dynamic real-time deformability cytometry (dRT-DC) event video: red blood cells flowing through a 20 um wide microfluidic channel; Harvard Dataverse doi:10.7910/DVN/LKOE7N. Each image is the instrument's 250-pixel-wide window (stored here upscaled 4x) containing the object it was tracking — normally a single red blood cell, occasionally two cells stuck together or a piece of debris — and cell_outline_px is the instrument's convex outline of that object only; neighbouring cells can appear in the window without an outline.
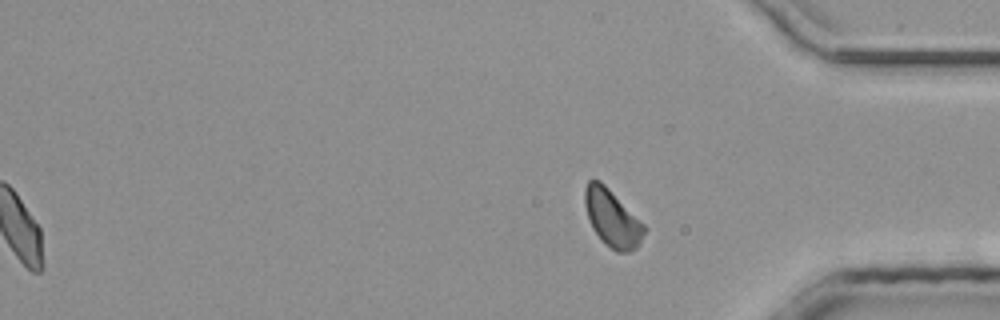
{"species": "common noctule bat (a hibernating species)", "species_latin": "Nyctalus noctula", "temperature_condition": "room temperature", "stored_images_in_passage": 40, "segment_of_instrument_passage": [2, 2], "camera_frame_rate_fps": 3000, "um_per_image_px": 0.085, "animal": {"sex": "male", "body_mass_g": 20.4}, "frame": {"image": 1, "passage_image": 40, "time_ms": 13.0, "image_size_px": [1000, 320], "cell_outline_px": [[648, 228], [640, 244], [636, 248], [628, 252], [616, 252], [604, 244], [592, 228], [584, 204], [584, 188], [588, 180], [600, 180]], "centroid_in_image_um": [52.04, 18.57], "position_along_channel_um": 383.2, "area_um2": 19.83}}